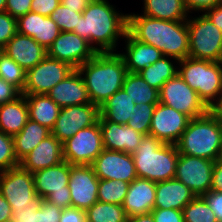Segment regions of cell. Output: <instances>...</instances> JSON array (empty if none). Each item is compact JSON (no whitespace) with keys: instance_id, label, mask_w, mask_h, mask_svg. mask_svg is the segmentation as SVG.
Wrapping results in <instances>:
<instances>
[{"instance_id":"obj_1","label":"cell","mask_w":222,"mask_h":222,"mask_svg":"<svg viewBox=\"0 0 222 222\" xmlns=\"http://www.w3.org/2000/svg\"><path fill=\"white\" fill-rule=\"evenodd\" d=\"M110 4L108 0H93L73 31L87 40L97 53L117 51L118 39L127 32V14L117 12Z\"/></svg>"},{"instance_id":"obj_2","label":"cell","mask_w":222,"mask_h":222,"mask_svg":"<svg viewBox=\"0 0 222 222\" xmlns=\"http://www.w3.org/2000/svg\"><path fill=\"white\" fill-rule=\"evenodd\" d=\"M127 32L136 40L159 49L163 56L182 60L189 55L187 20L167 21L127 14Z\"/></svg>"},{"instance_id":"obj_3","label":"cell","mask_w":222,"mask_h":222,"mask_svg":"<svg viewBox=\"0 0 222 222\" xmlns=\"http://www.w3.org/2000/svg\"><path fill=\"white\" fill-rule=\"evenodd\" d=\"M77 70L84 80L92 104L99 108L122 89L127 74L122 56L115 52H98Z\"/></svg>"},{"instance_id":"obj_4","label":"cell","mask_w":222,"mask_h":222,"mask_svg":"<svg viewBox=\"0 0 222 222\" xmlns=\"http://www.w3.org/2000/svg\"><path fill=\"white\" fill-rule=\"evenodd\" d=\"M132 157L138 178L160 182L174 178L179 152L175 144L144 135Z\"/></svg>"},{"instance_id":"obj_5","label":"cell","mask_w":222,"mask_h":222,"mask_svg":"<svg viewBox=\"0 0 222 222\" xmlns=\"http://www.w3.org/2000/svg\"><path fill=\"white\" fill-rule=\"evenodd\" d=\"M175 145L179 154L216 161L222 152V124L210 112L192 118Z\"/></svg>"},{"instance_id":"obj_6","label":"cell","mask_w":222,"mask_h":222,"mask_svg":"<svg viewBox=\"0 0 222 222\" xmlns=\"http://www.w3.org/2000/svg\"><path fill=\"white\" fill-rule=\"evenodd\" d=\"M178 65L180 77L209 107L222 92L221 62L187 57L179 60Z\"/></svg>"},{"instance_id":"obj_7","label":"cell","mask_w":222,"mask_h":222,"mask_svg":"<svg viewBox=\"0 0 222 222\" xmlns=\"http://www.w3.org/2000/svg\"><path fill=\"white\" fill-rule=\"evenodd\" d=\"M189 55L188 57L213 62L222 60V30L205 15L188 17Z\"/></svg>"},{"instance_id":"obj_8","label":"cell","mask_w":222,"mask_h":222,"mask_svg":"<svg viewBox=\"0 0 222 222\" xmlns=\"http://www.w3.org/2000/svg\"><path fill=\"white\" fill-rule=\"evenodd\" d=\"M71 164L62 161L55 166L35 171L33 174L35 191L40 200H46L61 209L71 207L68 183Z\"/></svg>"},{"instance_id":"obj_9","label":"cell","mask_w":222,"mask_h":222,"mask_svg":"<svg viewBox=\"0 0 222 222\" xmlns=\"http://www.w3.org/2000/svg\"><path fill=\"white\" fill-rule=\"evenodd\" d=\"M159 102L187 115L190 119L209 112V107L179 74L167 80L161 87Z\"/></svg>"},{"instance_id":"obj_10","label":"cell","mask_w":222,"mask_h":222,"mask_svg":"<svg viewBox=\"0 0 222 222\" xmlns=\"http://www.w3.org/2000/svg\"><path fill=\"white\" fill-rule=\"evenodd\" d=\"M0 193L12 210L26 209L40 200L35 191L33 174L20 166L0 172Z\"/></svg>"},{"instance_id":"obj_11","label":"cell","mask_w":222,"mask_h":222,"mask_svg":"<svg viewBox=\"0 0 222 222\" xmlns=\"http://www.w3.org/2000/svg\"><path fill=\"white\" fill-rule=\"evenodd\" d=\"M63 159L71 165H92L104 150L99 120L62 143Z\"/></svg>"},{"instance_id":"obj_12","label":"cell","mask_w":222,"mask_h":222,"mask_svg":"<svg viewBox=\"0 0 222 222\" xmlns=\"http://www.w3.org/2000/svg\"><path fill=\"white\" fill-rule=\"evenodd\" d=\"M75 69L69 64L46 56L26 71L23 95L47 94Z\"/></svg>"},{"instance_id":"obj_13","label":"cell","mask_w":222,"mask_h":222,"mask_svg":"<svg viewBox=\"0 0 222 222\" xmlns=\"http://www.w3.org/2000/svg\"><path fill=\"white\" fill-rule=\"evenodd\" d=\"M215 161L179 154L174 178L191 189L195 196L207 194L212 185Z\"/></svg>"},{"instance_id":"obj_14","label":"cell","mask_w":222,"mask_h":222,"mask_svg":"<svg viewBox=\"0 0 222 222\" xmlns=\"http://www.w3.org/2000/svg\"><path fill=\"white\" fill-rule=\"evenodd\" d=\"M99 116V107L92 103L62 107L51 134L63 143L79 130L94 125Z\"/></svg>"},{"instance_id":"obj_15","label":"cell","mask_w":222,"mask_h":222,"mask_svg":"<svg viewBox=\"0 0 222 222\" xmlns=\"http://www.w3.org/2000/svg\"><path fill=\"white\" fill-rule=\"evenodd\" d=\"M96 53L87 40L74 32L64 31L47 49L48 57L65 62L74 69L89 61Z\"/></svg>"},{"instance_id":"obj_16","label":"cell","mask_w":222,"mask_h":222,"mask_svg":"<svg viewBox=\"0 0 222 222\" xmlns=\"http://www.w3.org/2000/svg\"><path fill=\"white\" fill-rule=\"evenodd\" d=\"M99 178L91 165H71L68 188L71 207L86 211L98 201Z\"/></svg>"},{"instance_id":"obj_17","label":"cell","mask_w":222,"mask_h":222,"mask_svg":"<svg viewBox=\"0 0 222 222\" xmlns=\"http://www.w3.org/2000/svg\"><path fill=\"white\" fill-rule=\"evenodd\" d=\"M189 121L187 115L159 102L153 112L149 135L163 143L176 144Z\"/></svg>"},{"instance_id":"obj_18","label":"cell","mask_w":222,"mask_h":222,"mask_svg":"<svg viewBox=\"0 0 222 222\" xmlns=\"http://www.w3.org/2000/svg\"><path fill=\"white\" fill-rule=\"evenodd\" d=\"M99 179L131 183L137 178L132 154L104 149L91 165Z\"/></svg>"},{"instance_id":"obj_19","label":"cell","mask_w":222,"mask_h":222,"mask_svg":"<svg viewBox=\"0 0 222 222\" xmlns=\"http://www.w3.org/2000/svg\"><path fill=\"white\" fill-rule=\"evenodd\" d=\"M103 146L106 150L122 151L132 154L141 144L143 134L127 124L120 125L111 121H99Z\"/></svg>"},{"instance_id":"obj_20","label":"cell","mask_w":222,"mask_h":222,"mask_svg":"<svg viewBox=\"0 0 222 222\" xmlns=\"http://www.w3.org/2000/svg\"><path fill=\"white\" fill-rule=\"evenodd\" d=\"M18 32L32 37L46 50L61 33L60 28L50 16H42L29 11L17 19Z\"/></svg>"},{"instance_id":"obj_21","label":"cell","mask_w":222,"mask_h":222,"mask_svg":"<svg viewBox=\"0 0 222 222\" xmlns=\"http://www.w3.org/2000/svg\"><path fill=\"white\" fill-rule=\"evenodd\" d=\"M3 52L25 71L30 70L47 56V50L43 46L32 37L19 32L3 47Z\"/></svg>"},{"instance_id":"obj_22","label":"cell","mask_w":222,"mask_h":222,"mask_svg":"<svg viewBox=\"0 0 222 222\" xmlns=\"http://www.w3.org/2000/svg\"><path fill=\"white\" fill-rule=\"evenodd\" d=\"M156 182L136 178L128 188L122 207L128 218L148 214L154 209Z\"/></svg>"},{"instance_id":"obj_23","label":"cell","mask_w":222,"mask_h":222,"mask_svg":"<svg viewBox=\"0 0 222 222\" xmlns=\"http://www.w3.org/2000/svg\"><path fill=\"white\" fill-rule=\"evenodd\" d=\"M62 161H64L62 143L51 134L26 155L19 162V166L25 171L34 173L40 169L55 166Z\"/></svg>"},{"instance_id":"obj_24","label":"cell","mask_w":222,"mask_h":222,"mask_svg":"<svg viewBox=\"0 0 222 222\" xmlns=\"http://www.w3.org/2000/svg\"><path fill=\"white\" fill-rule=\"evenodd\" d=\"M47 95L60 107L92 103L79 71L75 69Z\"/></svg>"},{"instance_id":"obj_25","label":"cell","mask_w":222,"mask_h":222,"mask_svg":"<svg viewBox=\"0 0 222 222\" xmlns=\"http://www.w3.org/2000/svg\"><path fill=\"white\" fill-rule=\"evenodd\" d=\"M195 197L191 189L176 178L156 182L154 209H176L182 211Z\"/></svg>"},{"instance_id":"obj_26","label":"cell","mask_w":222,"mask_h":222,"mask_svg":"<svg viewBox=\"0 0 222 222\" xmlns=\"http://www.w3.org/2000/svg\"><path fill=\"white\" fill-rule=\"evenodd\" d=\"M123 39L126 42V53L119 54L125 62L127 72L139 73L163 56L159 49L134 39L128 32Z\"/></svg>"},{"instance_id":"obj_27","label":"cell","mask_w":222,"mask_h":222,"mask_svg":"<svg viewBox=\"0 0 222 222\" xmlns=\"http://www.w3.org/2000/svg\"><path fill=\"white\" fill-rule=\"evenodd\" d=\"M28 120V105L23 94L15 100L0 105V131L6 135L18 134Z\"/></svg>"},{"instance_id":"obj_28","label":"cell","mask_w":222,"mask_h":222,"mask_svg":"<svg viewBox=\"0 0 222 222\" xmlns=\"http://www.w3.org/2000/svg\"><path fill=\"white\" fill-rule=\"evenodd\" d=\"M135 102L129 95L120 89L106 100L99 108V121H111L126 125L134 112Z\"/></svg>"},{"instance_id":"obj_29","label":"cell","mask_w":222,"mask_h":222,"mask_svg":"<svg viewBox=\"0 0 222 222\" xmlns=\"http://www.w3.org/2000/svg\"><path fill=\"white\" fill-rule=\"evenodd\" d=\"M49 135H51L50 129L29 119L23 129L13 136L14 154L18 162Z\"/></svg>"},{"instance_id":"obj_30","label":"cell","mask_w":222,"mask_h":222,"mask_svg":"<svg viewBox=\"0 0 222 222\" xmlns=\"http://www.w3.org/2000/svg\"><path fill=\"white\" fill-rule=\"evenodd\" d=\"M24 96L28 105L29 119L52 130L61 108L47 94Z\"/></svg>"},{"instance_id":"obj_31","label":"cell","mask_w":222,"mask_h":222,"mask_svg":"<svg viewBox=\"0 0 222 222\" xmlns=\"http://www.w3.org/2000/svg\"><path fill=\"white\" fill-rule=\"evenodd\" d=\"M143 15L167 21H184L188 19L183 0H144Z\"/></svg>"},{"instance_id":"obj_32","label":"cell","mask_w":222,"mask_h":222,"mask_svg":"<svg viewBox=\"0 0 222 222\" xmlns=\"http://www.w3.org/2000/svg\"><path fill=\"white\" fill-rule=\"evenodd\" d=\"M61 208L44 200L28 206L22 210H12L13 222H59L62 213Z\"/></svg>"},{"instance_id":"obj_33","label":"cell","mask_w":222,"mask_h":222,"mask_svg":"<svg viewBox=\"0 0 222 222\" xmlns=\"http://www.w3.org/2000/svg\"><path fill=\"white\" fill-rule=\"evenodd\" d=\"M122 89L136 105L159 103V90L150 86L139 73L127 72Z\"/></svg>"},{"instance_id":"obj_34","label":"cell","mask_w":222,"mask_h":222,"mask_svg":"<svg viewBox=\"0 0 222 222\" xmlns=\"http://www.w3.org/2000/svg\"><path fill=\"white\" fill-rule=\"evenodd\" d=\"M171 58L178 64V59L173 57L169 59V56H162L154 64L139 72V74L150 86L160 90L167 80L178 74V66L176 67L175 64L172 63Z\"/></svg>"},{"instance_id":"obj_35","label":"cell","mask_w":222,"mask_h":222,"mask_svg":"<svg viewBox=\"0 0 222 222\" xmlns=\"http://www.w3.org/2000/svg\"><path fill=\"white\" fill-rule=\"evenodd\" d=\"M86 222H124L128 219L122 205L95 202L86 211Z\"/></svg>"},{"instance_id":"obj_36","label":"cell","mask_w":222,"mask_h":222,"mask_svg":"<svg viewBox=\"0 0 222 222\" xmlns=\"http://www.w3.org/2000/svg\"><path fill=\"white\" fill-rule=\"evenodd\" d=\"M130 183L121 180L99 179L98 201L122 205Z\"/></svg>"},{"instance_id":"obj_37","label":"cell","mask_w":222,"mask_h":222,"mask_svg":"<svg viewBox=\"0 0 222 222\" xmlns=\"http://www.w3.org/2000/svg\"><path fill=\"white\" fill-rule=\"evenodd\" d=\"M184 222H218L202 196H196L182 210Z\"/></svg>"},{"instance_id":"obj_38","label":"cell","mask_w":222,"mask_h":222,"mask_svg":"<svg viewBox=\"0 0 222 222\" xmlns=\"http://www.w3.org/2000/svg\"><path fill=\"white\" fill-rule=\"evenodd\" d=\"M26 71L4 52L0 56V77L15 86L21 93L25 85Z\"/></svg>"},{"instance_id":"obj_39","label":"cell","mask_w":222,"mask_h":222,"mask_svg":"<svg viewBox=\"0 0 222 222\" xmlns=\"http://www.w3.org/2000/svg\"><path fill=\"white\" fill-rule=\"evenodd\" d=\"M157 104H143L134 106V112L127 125L143 135H149L152 116Z\"/></svg>"},{"instance_id":"obj_40","label":"cell","mask_w":222,"mask_h":222,"mask_svg":"<svg viewBox=\"0 0 222 222\" xmlns=\"http://www.w3.org/2000/svg\"><path fill=\"white\" fill-rule=\"evenodd\" d=\"M81 16L82 13L75 12L60 3L50 18L55 21L61 31L73 32Z\"/></svg>"},{"instance_id":"obj_41","label":"cell","mask_w":222,"mask_h":222,"mask_svg":"<svg viewBox=\"0 0 222 222\" xmlns=\"http://www.w3.org/2000/svg\"><path fill=\"white\" fill-rule=\"evenodd\" d=\"M18 166L19 162L14 154L13 136L0 131V172Z\"/></svg>"},{"instance_id":"obj_42","label":"cell","mask_w":222,"mask_h":222,"mask_svg":"<svg viewBox=\"0 0 222 222\" xmlns=\"http://www.w3.org/2000/svg\"><path fill=\"white\" fill-rule=\"evenodd\" d=\"M18 32L17 19L8 12L0 13V46L3 48Z\"/></svg>"},{"instance_id":"obj_43","label":"cell","mask_w":222,"mask_h":222,"mask_svg":"<svg viewBox=\"0 0 222 222\" xmlns=\"http://www.w3.org/2000/svg\"><path fill=\"white\" fill-rule=\"evenodd\" d=\"M154 222H184L182 211L176 209H153Z\"/></svg>"},{"instance_id":"obj_44","label":"cell","mask_w":222,"mask_h":222,"mask_svg":"<svg viewBox=\"0 0 222 222\" xmlns=\"http://www.w3.org/2000/svg\"><path fill=\"white\" fill-rule=\"evenodd\" d=\"M32 0H6V12L18 19L31 11Z\"/></svg>"},{"instance_id":"obj_45","label":"cell","mask_w":222,"mask_h":222,"mask_svg":"<svg viewBox=\"0 0 222 222\" xmlns=\"http://www.w3.org/2000/svg\"><path fill=\"white\" fill-rule=\"evenodd\" d=\"M210 209L216 216L218 222H222V192L210 190L207 194L202 195Z\"/></svg>"},{"instance_id":"obj_46","label":"cell","mask_w":222,"mask_h":222,"mask_svg":"<svg viewBox=\"0 0 222 222\" xmlns=\"http://www.w3.org/2000/svg\"><path fill=\"white\" fill-rule=\"evenodd\" d=\"M60 4V0H32L31 11L42 16H50Z\"/></svg>"},{"instance_id":"obj_47","label":"cell","mask_w":222,"mask_h":222,"mask_svg":"<svg viewBox=\"0 0 222 222\" xmlns=\"http://www.w3.org/2000/svg\"><path fill=\"white\" fill-rule=\"evenodd\" d=\"M220 2L221 0H183L184 6L188 13H190L191 10H195V12L202 11L205 13L207 10L220 4Z\"/></svg>"},{"instance_id":"obj_48","label":"cell","mask_w":222,"mask_h":222,"mask_svg":"<svg viewBox=\"0 0 222 222\" xmlns=\"http://www.w3.org/2000/svg\"><path fill=\"white\" fill-rule=\"evenodd\" d=\"M21 92L12 84H9L0 77V105L15 100Z\"/></svg>"},{"instance_id":"obj_49","label":"cell","mask_w":222,"mask_h":222,"mask_svg":"<svg viewBox=\"0 0 222 222\" xmlns=\"http://www.w3.org/2000/svg\"><path fill=\"white\" fill-rule=\"evenodd\" d=\"M59 222H86V212L75 207L65 208Z\"/></svg>"},{"instance_id":"obj_50","label":"cell","mask_w":222,"mask_h":222,"mask_svg":"<svg viewBox=\"0 0 222 222\" xmlns=\"http://www.w3.org/2000/svg\"><path fill=\"white\" fill-rule=\"evenodd\" d=\"M210 190L222 192V158L216 160L214 163Z\"/></svg>"},{"instance_id":"obj_51","label":"cell","mask_w":222,"mask_h":222,"mask_svg":"<svg viewBox=\"0 0 222 222\" xmlns=\"http://www.w3.org/2000/svg\"><path fill=\"white\" fill-rule=\"evenodd\" d=\"M215 26L222 30V4H218L204 13Z\"/></svg>"},{"instance_id":"obj_52","label":"cell","mask_w":222,"mask_h":222,"mask_svg":"<svg viewBox=\"0 0 222 222\" xmlns=\"http://www.w3.org/2000/svg\"><path fill=\"white\" fill-rule=\"evenodd\" d=\"M93 0H60V3L75 12L83 13Z\"/></svg>"},{"instance_id":"obj_53","label":"cell","mask_w":222,"mask_h":222,"mask_svg":"<svg viewBox=\"0 0 222 222\" xmlns=\"http://www.w3.org/2000/svg\"><path fill=\"white\" fill-rule=\"evenodd\" d=\"M12 220V209L5 197L0 193V222Z\"/></svg>"},{"instance_id":"obj_54","label":"cell","mask_w":222,"mask_h":222,"mask_svg":"<svg viewBox=\"0 0 222 222\" xmlns=\"http://www.w3.org/2000/svg\"><path fill=\"white\" fill-rule=\"evenodd\" d=\"M209 112L222 124V92L209 106Z\"/></svg>"},{"instance_id":"obj_55","label":"cell","mask_w":222,"mask_h":222,"mask_svg":"<svg viewBox=\"0 0 222 222\" xmlns=\"http://www.w3.org/2000/svg\"><path fill=\"white\" fill-rule=\"evenodd\" d=\"M128 219H129V222H154V219L151 213L133 216Z\"/></svg>"},{"instance_id":"obj_56","label":"cell","mask_w":222,"mask_h":222,"mask_svg":"<svg viewBox=\"0 0 222 222\" xmlns=\"http://www.w3.org/2000/svg\"><path fill=\"white\" fill-rule=\"evenodd\" d=\"M6 10V0H0V13Z\"/></svg>"},{"instance_id":"obj_57","label":"cell","mask_w":222,"mask_h":222,"mask_svg":"<svg viewBox=\"0 0 222 222\" xmlns=\"http://www.w3.org/2000/svg\"><path fill=\"white\" fill-rule=\"evenodd\" d=\"M3 53V48L0 46V56Z\"/></svg>"}]
</instances>
